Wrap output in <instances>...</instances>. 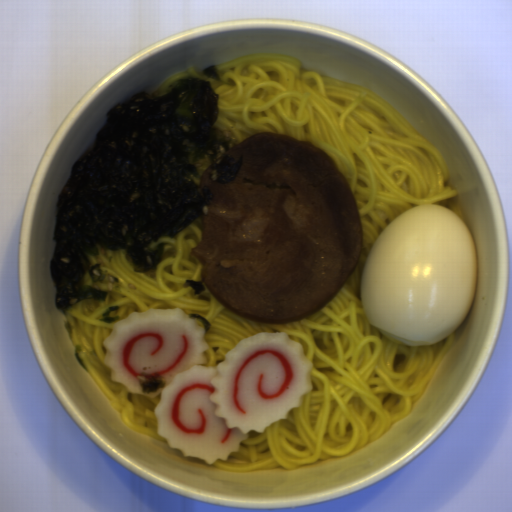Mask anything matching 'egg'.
Listing matches in <instances>:
<instances>
[{
    "instance_id": "egg-1",
    "label": "egg",
    "mask_w": 512,
    "mask_h": 512,
    "mask_svg": "<svg viewBox=\"0 0 512 512\" xmlns=\"http://www.w3.org/2000/svg\"><path fill=\"white\" fill-rule=\"evenodd\" d=\"M473 235L435 203L395 217L373 242L359 295L371 326L407 345H433L455 331L476 298Z\"/></svg>"
}]
</instances>
